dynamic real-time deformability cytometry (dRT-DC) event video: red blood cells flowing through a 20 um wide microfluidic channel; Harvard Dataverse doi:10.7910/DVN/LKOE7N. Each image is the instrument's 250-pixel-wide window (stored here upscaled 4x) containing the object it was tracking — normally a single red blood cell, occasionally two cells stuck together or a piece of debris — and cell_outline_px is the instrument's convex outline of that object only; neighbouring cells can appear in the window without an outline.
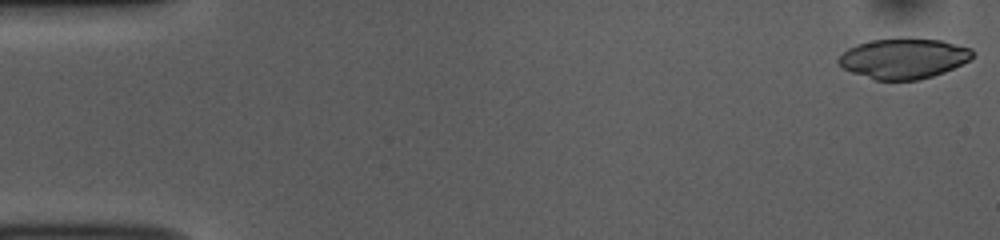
{"species": "common noctule bat (a hibernating species)", "species_latin": "Nyctalus noctula", "temperature_condition": "room temperature", "stored_images_in_passage": 52, "camera_frame_rate_fps": 3000, "um_per_image_px": 0.085, "animal": {"sex": "female", "body_mass_g": 10.0, "forearm_length_mm": 53.1}, "frame": {"image": 1, "passage_image": 1, "time_ms": 0.0, "image_size_px": [1000, 240], "cell_outline_px": [[976, 52], [968, 60], [944, 72], [932, 76], [916, 80], [876, 80], [852, 72], [844, 68], [836, 60], [848, 48], [856, 44], [872, 40], [944, 40], [972, 48]], "centroid_in_image_um": [76.82, 4.98], "position_along_channel_um": 8.2, "area_um2": 30.81}}